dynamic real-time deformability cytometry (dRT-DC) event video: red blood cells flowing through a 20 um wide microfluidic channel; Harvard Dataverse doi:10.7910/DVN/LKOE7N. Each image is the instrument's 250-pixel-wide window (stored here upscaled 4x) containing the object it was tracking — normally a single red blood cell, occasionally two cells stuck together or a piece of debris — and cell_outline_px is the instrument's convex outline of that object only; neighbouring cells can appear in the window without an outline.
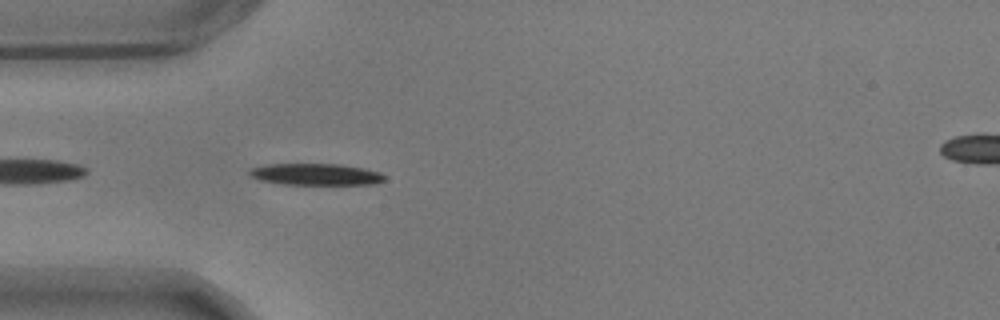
{"species": "common noctule bat (a hibernating species)", "species_latin": "Nyctalus noctula", "temperature_condition": "warm", "stored_images_in_passage": 44, "camera_frame_rate_fps": 3000, "um_per_image_px": 0.085, "animal": {"sex": "male", "body_mass_g": 17.9}, "frame": {"image": 1, "passage_image": 3, "time_ms": 0.667, "image_size_px": [1000, 320], "cell_outline_px": [[384, 180], [372, 184], [280, 184], [260, 180], [252, 176], [248, 172], [248, 168], [264, 164], [336, 164], [364, 168], [380, 172], [384, 176]], "centroid_in_image_um": [26.78, 14.81], "position_along_channel_um": 58.2, "area_um2": 16.94}}
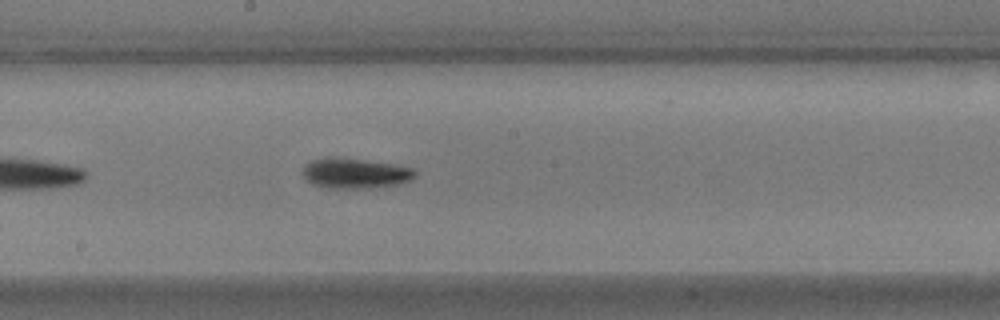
{"frame": {"image": 2, "passage_image": 17, "time_ms": 5.333, "image_size_px": [1000, 320], "cell_outline_px": [[416, 176], [412, 180], [396, 184], [372, 188], [328, 188], [312, 184], [300, 172], [304, 164], [312, 160], [324, 156], [336, 156], [396, 164], [416, 168]], "centroid_in_image_um": [30.18, 14.7], "position_along_channel_um": 218.0, "area_um2": 20.35}}
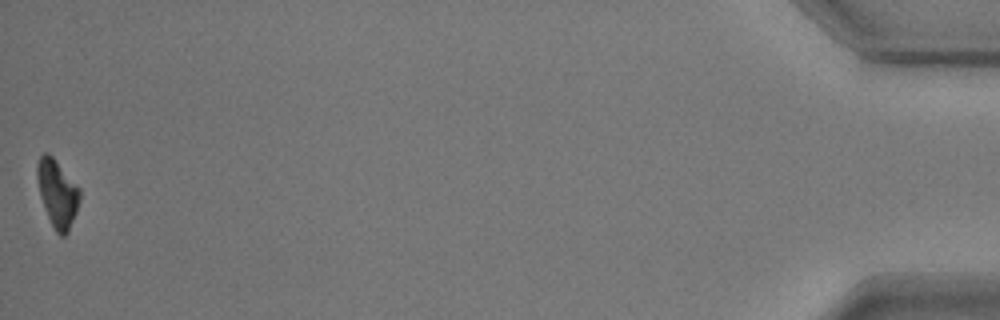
{"frame": {"image": 3, "passage_image": 44, "time_ms": 14.333, "image_size_px": [1000, 320], "cell_outline_px": [[80, 200], [76, 212], [68, 232], [64, 236], [60, 236], [56, 232], [48, 216], [40, 196], [36, 176], [36, 168], [40, 156], [44, 152], [48, 152], [52, 156], [80, 188]], "centroid_in_image_um": [4.87, 16.42], "position_along_channel_um": 430.3, "area_um2": 16.59}, "authors_computed_cell_mechanics": {"area_um2": 17.7735, "velocity_mm_per_s": 3.4739, "shape_relaxation_time_tau1_ms": 3.7446, "shape_relaxation_time_tau2_ms": null, "deformation_change_tau1": 0.1544, "deformation_change_tau2": null}}